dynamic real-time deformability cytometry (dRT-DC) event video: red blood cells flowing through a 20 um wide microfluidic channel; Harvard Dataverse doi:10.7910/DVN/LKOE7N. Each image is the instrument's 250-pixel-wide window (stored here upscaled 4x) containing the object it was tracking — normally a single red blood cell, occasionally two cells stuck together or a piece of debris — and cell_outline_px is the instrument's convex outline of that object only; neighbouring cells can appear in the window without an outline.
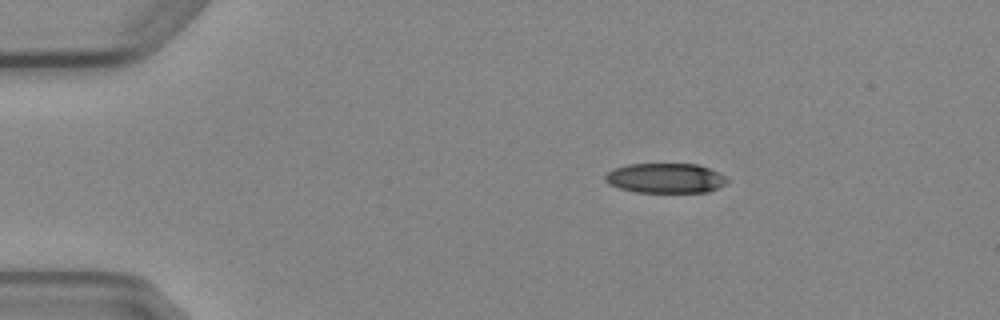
{"species": "Egyptian fruit bat (a non-hibernating species)", "species_latin": "Rousettus aegyptiacus", "temperature_condition": "cold", "stored_images_in_passage": 2, "camera_frame_rate_fps": 3000, "um_per_image_px": 0.085, "animal": {"sex": "female"}, "frame": {"image": 1, "passage_image": 1, "time_ms": 0.0, "image_size_px": [1000, 320], "cell_outline_px": [[728, 180], [724, 184], [708, 192], [636, 192], [620, 188], [608, 184], [604, 180], [604, 176], [612, 168], [628, 164], [696, 164], [708, 168], [724, 176]], "centroid_in_image_um": [56.5, 15.14], "position_along_channel_um": 28.5, "area_um2": 21.1}}